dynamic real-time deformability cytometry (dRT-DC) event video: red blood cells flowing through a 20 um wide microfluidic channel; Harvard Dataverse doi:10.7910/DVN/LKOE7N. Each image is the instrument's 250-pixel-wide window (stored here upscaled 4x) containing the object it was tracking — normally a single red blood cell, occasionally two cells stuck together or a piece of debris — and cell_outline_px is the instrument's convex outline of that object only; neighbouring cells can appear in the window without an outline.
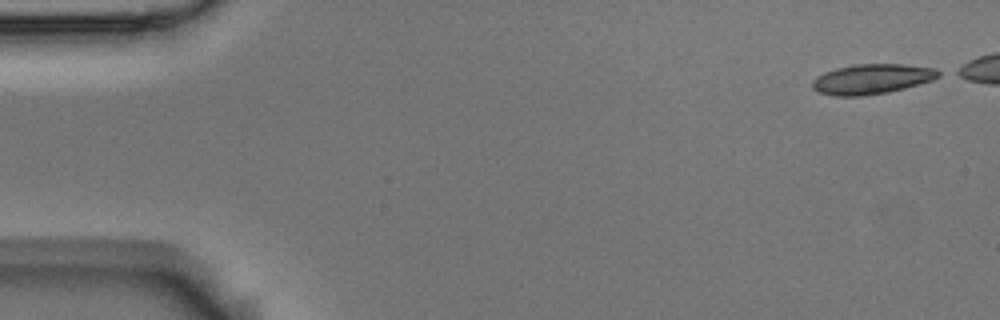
{"species": "Egyptian fruit bat (a non-hibernating species)", "species_latin": "Rousettus aegyptiacus", "temperature_condition": "room temperature", "stored_images_in_passage": 48, "camera_frame_rate_fps": 3000, "um_per_image_px": 0.085, "animal": {"sex": "male"}, "frame": {"image": 1, "passage_image": 1, "time_ms": 0.0, "image_size_px": [1000, 320], "cell_outline_px": [[944, 72], [940, 76], [932, 80], [904, 88], [888, 92], [860, 96], [836, 96], [820, 92], [812, 88], [812, 80], [816, 76], [824, 72], [836, 68], [856, 64], [904, 64], [936, 68]], "centroid_in_image_um": [74.13, 6.71], "position_along_channel_um": 10.9, "area_um2": 22.14}}
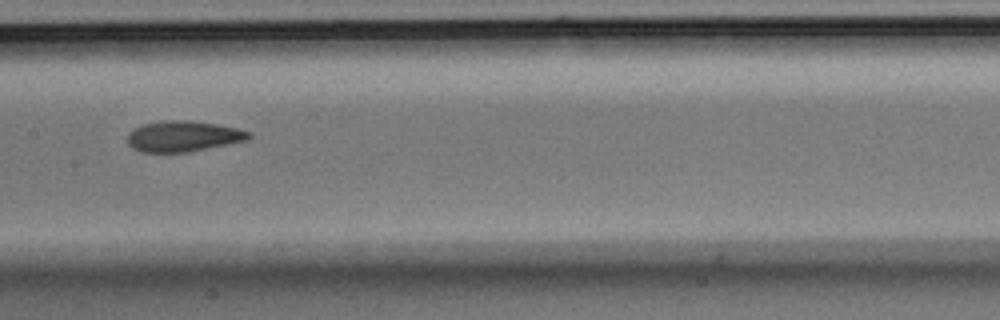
{"frame": {"image": 2, "passage_image": 26, "time_ms": 8.333, "image_size_px": [1000, 320], "cell_outline_px": [[252, 136], [248, 140], [188, 152], [140, 152], [132, 148], [128, 144], [128, 136], [136, 128], [144, 124], [164, 120], [192, 120], [216, 124], [236, 128], [252, 132]], "centroid_in_image_um": [15.61, 11.58], "position_along_channel_um": 191.8, "area_um2": 21.68}}
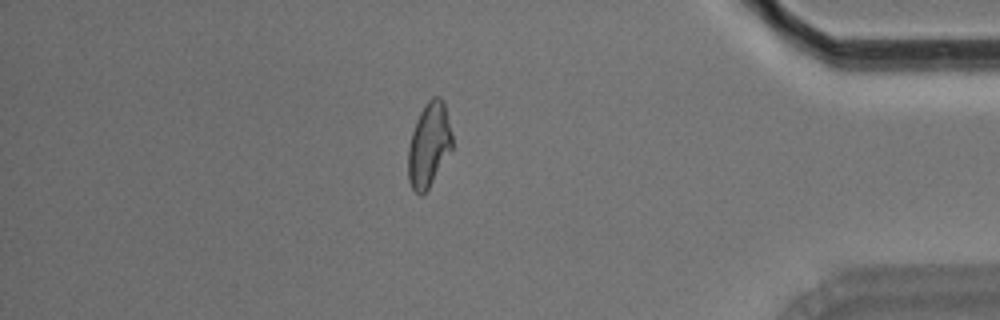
{"frame": {"image": 3, "passage_image": 46, "time_ms": 15.0, "image_size_px": [1000, 320], "cell_outline_px": [[452, 148], [428, 188], [420, 196], [412, 188], [408, 180], [408, 148], [412, 132], [416, 120], [420, 112], [428, 100], [432, 96], [440, 96], [444, 100], [452, 136]], "centroid_in_image_um": [36.45, 12.28], "position_along_channel_um": 398.8, "area_um2": 21.44}, "authors_computed_cell_mechanics": {"area_um2": 21.8773, "velocity_mm_per_s": 3.6275, "shape_relaxation_time_tau1_ms": 8.5377, "shape_relaxation_time_tau2_ms": 2.3199, "deformation_change_tau1": 0.1856, "deformation_change_tau2": 0.0793}}